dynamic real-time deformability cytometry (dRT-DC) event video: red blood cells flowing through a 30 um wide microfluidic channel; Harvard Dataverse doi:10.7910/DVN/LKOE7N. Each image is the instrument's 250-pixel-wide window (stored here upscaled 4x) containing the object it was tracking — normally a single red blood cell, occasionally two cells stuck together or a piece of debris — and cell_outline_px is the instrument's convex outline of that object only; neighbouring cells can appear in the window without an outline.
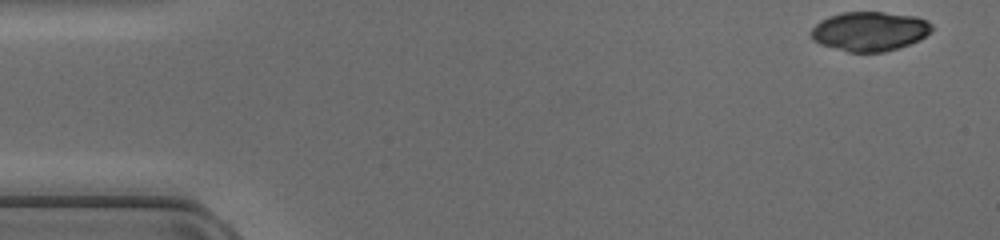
{"species": "common noctule bat (a hibernating species)", "species_latin": "Nyctalus noctula", "temperature_condition": "cold", "stored_images_in_passage": 46, "camera_frame_rate_fps": 3000, "um_per_image_px": 0.085, "animal": {"sex": "female", "body_mass_g": 17.0, "forearm_length_mm": 48.0}, "frame": {"image": 1, "passage_image": 1, "time_ms": 0.0, "image_size_px": [1000, 240], "cell_outline_px": [[932, 32], [920, 40], [884, 52], [848, 52], [820, 44], [812, 40], [812, 28], [820, 20], [828, 16], [844, 12], [884, 12], [916, 16], [928, 20], [932, 24]], "centroid_in_image_um": [73.94, 2.65], "position_along_channel_um": 11.1, "area_um2": 27.8}}